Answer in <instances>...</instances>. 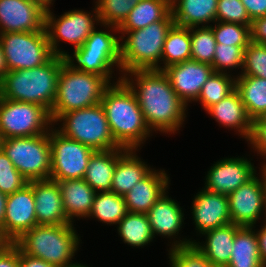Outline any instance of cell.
<instances>
[{
    "mask_svg": "<svg viewBox=\"0 0 266 267\" xmlns=\"http://www.w3.org/2000/svg\"><path fill=\"white\" fill-rule=\"evenodd\" d=\"M191 35V59L202 63H213L216 49V40L210 26L192 27Z\"/></svg>",
    "mask_w": 266,
    "mask_h": 267,
    "instance_id": "74e56055",
    "label": "cell"
},
{
    "mask_svg": "<svg viewBox=\"0 0 266 267\" xmlns=\"http://www.w3.org/2000/svg\"><path fill=\"white\" fill-rule=\"evenodd\" d=\"M174 24L172 12H170L163 20L151 23L143 29L118 31L122 34L119 36L122 75L132 70L161 71L163 45Z\"/></svg>",
    "mask_w": 266,
    "mask_h": 267,
    "instance_id": "277c9868",
    "label": "cell"
},
{
    "mask_svg": "<svg viewBox=\"0 0 266 267\" xmlns=\"http://www.w3.org/2000/svg\"><path fill=\"white\" fill-rule=\"evenodd\" d=\"M236 90L239 92L246 112L253 121L266 114V79L255 76H235Z\"/></svg>",
    "mask_w": 266,
    "mask_h": 267,
    "instance_id": "4dcf8cb0",
    "label": "cell"
},
{
    "mask_svg": "<svg viewBox=\"0 0 266 267\" xmlns=\"http://www.w3.org/2000/svg\"><path fill=\"white\" fill-rule=\"evenodd\" d=\"M29 184L33 188L38 225L73 224L64 212L58 182L48 179L29 181Z\"/></svg>",
    "mask_w": 266,
    "mask_h": 267,
    "instance_id": "d6986e66",
    "label": "cell"
},
{
    "mask_svg": "<svg viewBox=\"0 0 266 267\" xmlns=\"http://www.w3.org/2000/svg\"><path fill=\"white\" fill-rule=\"evenodd\" d=\"M250 33L251 41L266 44V16L252 20Z\"/></svg>",
    "mask_w": 266,
    "mask_h": 267,
    "instance_id": "7dc6e473",
    "label": "cell"
},
{
    "mask_svg": "<svg viewBox=\"0 0 266 267\" xmlns=\"http://www.w3.org/2000/svg\"><path fill=\"white\" fill-rule=\"evenodd\" d=\"M170 178L163 170L154 168L124 195L127 212L146 214L166 192Z\"/></svg>",
    "mask_w": 266,
    "mask_h": 267,
    "instance_id": "ffe728a7",
    "label": "cell"
},
{
    "mask_svg": "<svg viewBox=\"0 0 266 267\" xmlns=\"http://www.w3.org/2000/svg\"><path fill=\"white\" fill-rule=\"evenodd\" d=\"M217 3L218 0H174L171 3L173 20L176 25L187 28L210 26L209 23L216 21Z\"/></svg>",
    "mask_w": 266,
    "mask_h": 267,
    "instance_id": "4316f807",
    "label": "cell"
},
{
    "mask_svg": "<svg viewBox=\"0 0 266 267\" xmlns=\"http://www.w3.org/2000/svg\"><path fill=\"white\" fill-rule=\"evenodd\" d=\"M117 227L123 242L132 247L145 246L154 239L148 217L143 213L127 212Z\"/></svg>",
    "mask_w": 266,
    "mask_h": 267,
    "instance_id": "d6a6232c",
    "label": "cell"
},
{
    "mask_svg": "<svg viewBox=\"0 0 266 267\" xmlns=\"http://www.w3.org/2000/svg\"><path fill=\"white\" fill-rule=\"evenodd\" d=\"M59 184L64 212L68 220L74 222V217L87 218L92 210L96 192L83 179L56 181Z\"/></svg>",
    "mask_w": 266,
    "mask_h": 267,
    "instance_id": "cb8c5ba5",
    "label": "cell"
},
{
    "mask_svg": "<svg viewBox=\"0 0 266 267\" xmlns=\"http://www.w3.org/2000/svg\"><path fill=\"white\" fill-rule=\"evenodd\" d=\"M7 65L4 57L3 48L0 42V81L3 79L4 75L7 73Z\"/></svg>",
    "mask_w": 266,
    "mask_h": 267,
    "instance_id": "f5cc1de1",
    "label": "cell"
},
{
    "mask_svg": "<svg viewBox=\"0 0 266 267\" xmlns=\"http://www.w3.org/2000/svg\"><path fill=\"white\" fill-rule=\"evenodd\" d=\"M29 181L14 167L12 161L0 149V191L9 195L23 189Z\"/></svg>",
    "mask_w": 266,
    "mask_h": 267,
    "instance_id": "b9f144b4",
    "label": "cell"
},
{
    "mask_svg": "<svg viewBox=\"0 0 266 267\" xmlns=\"http://www.w3.org/2000/svg\"><path fill=\"white\" fill-rule=\"evenodd\" d=\"M163 72L167 75L177 96L187 106L188 102L198 99L202 86L213 75L214 70L211 64L190 59L171 65Z\"/></svg>",
    "mask_w": 266,
    "mask_h": 267,
    "instance_id": "2e32d148",
    "label": "cell"
},
{
    "mask_svg": "<svg viewBox=\"0 0 266 267\" xmlns=\"http://www.w3.org/2000/svg\"><path fill=\"white\" fill-rule=\"evenodd\" d=\"M121 77L134 92L152 132L174 134L182 127L188 106L177 96L163 71L132 70Z\"/></svg>",
    "mask_w": 266,
    "mask_h": 267,
    "instance_id": "6da1fadb",
    "label": "cell"
},
{
    "mask_svg": "<svg viewBox=\"0 0 266 267\" xmlns=\"http://www.w3.org/2000/svg\"><path fill=\"white\" fill-rule=\"evenodd\" d=\"M241 226L230 223L209 230L202 235L205 243L193 240L197 248L207 257L213 267H226L229 264L235 233Z\"/></svg>",
    "mask_w": 266,
    "mask_h": 267,
    "instance_id": "d4e9b609",
    "label": "cell"
},
{
    "mask_svg": "<svg viewBox=\"0 0 266 267\" xmlns=\"http://www.w3.org/2000/svg\"><path fill=\"white\" fill-rule=\"evenodd\" d=\"M19 267H55L46 261L24 254L19 249Z\"/></svg>",
    "mask_w": 266,
    "mask_h": 267,
    "instance_id": "681fc988",
    "label": "cell"
},
{
    "mask_svg": "<svg viewBox=\"0 0 266 267\" xmlns=\"http://www.w3.org/2000/svg\"><path fill=\"white\" fill-rule=\"evenodd\" d=\"M92 12L93 14L75 9L56 18L51 10L46 11L45 30L54 55L64 57L68 53L60 49L58 46L60 41L71 43L74 49L84 44L91 32L97 27L95 25L100 23L96 5Z\"/></svg>",
    "mask_w": 266,
    "mask_h": 267,
    "instance_id": "8fae6325",
    "label": "cell"
},
{
    "mask_svg": "<svg viewBox=\"0 0 266 267\" xmlns=\"http://www.w3.org/2000/svg\"><path fill=\"white\" fill-rule=\"evenodd\" d=\"M211 25L216 44L248 46L251 41L250 26L238 23L214 22Z\"/></svg>",
    "mask_w": 266,
    "mask_h": 267,
    "instance_id": "f35d334b",
    "label": "cell"
},
{
    "mask_svg": "<svg viewBox=\"0 0 266 267\" xmlns=\"http://www.w3.org/2000/svg\"><path fill=\"white\" fill-rule=\"evenodd\" d=\"M2 141H3V138H2L1 133H0V149H1Z\"/></svg>",
    "mask_w": 266,
    "mask_h": 267,
    "instance_id": "9f6ffc18",
    "label": "cell"
},
{
    "mask_svg": "<svg viewBox=\"0 0 266 267\" xmlns=\"http://www.w3.org/2000/svg\"><path fill=\"white\" fill-rule=\"evenodd\" d=\"M34 206L33 188L29 183L23 189L7 196L4 220L5 242H15L23 233L38 225Z\"/></svg>",
    "mask_w": 266,
    "mask_h": 267,
    "instance_id": "5bb4252c",
    "label": "cell"
},
{
    "mask_svg": "<svg viewBox=\"0 0 266 267\" xmlns=\"http://www.w3.org/2000/svg\"><path fill=\"white\" fill-rule=\"evenodd\" d=\"M263 226L257 232V240H258V247H259V254L263 264L266 266V222L263 221Z\"/></svg>",
    "mask_w": 266,
    "mask_h": 267,
    "instance_id": "f907efd6",
    "label": "cell"
},
{
    "mask_svg": "<svg viewBox=\"0 0 266 267\" xmlns=\"http://www.w3.org/2000/svg\"><path fill=\"white\" fill-rule=\"evenodd\" d=\"M0 267H19V248L10 242L0 247Z\"/></svg>",
    "mask_w": 266,
    "mask_h": 267,
    "instance_id": "bcb514c9",
    "label": "cell"
},
{
    "mask_svg": "<svg viewBox=\"0 0 266 267\" xmlns=\"http://www.w3.org/2000/svg\"><path fill=\"white\" fill-rule=\"evenodd\" d=\"M136 149H128L117 161L111 192L124 196L142 180L152 168L141 160Z\"/></svg>",
    "mask_w": 266,
    "mask_h": 267,
    "instance_id": "83f0119b",
    "label": "cell"
},
{
    "mask_svg": "<svg viewBox=\"0 0 266 267\" xmlns=\"http://www.w3.org/2000/svg\"><path fill=\"white\" fill-rule=\"evenodd\" d=\"M255 174L249 181L228 195L231 222L239 226L255 227L262 213L266 217L265 172ZM262 176V177H261Z\"/></svg>",
    "mask_w": 266,
    "mask_h": 267,
    "instance_id": "4fadbf2b",
    "label": "cell"
},
{
    "mask_svg": "<svg viewBox=\"0 0 266 267\" xmlns=\"http://www.w3.org/2000/svg\"><path fill=\"white\" fill-rule=\"evenodd\" d=\"M251 20L266 16V0H240Z\"/></svg>",
    "mask_w": 266,
    "mask_h": 267,
    "instance_id": "c3c4849f",
    "label": "cell"
},
{
    "mask_svg": "<svg viewBox=\"0 0 266 267\" xmlns=\"http://www.w3.org/2000/svg\"><path fill=\"white\" fill-rule=\"evenodd\" d=\"M127 150L125 148H116L95 151L91 155L83 179L95 192L111 191L117 161Z\"/></svg>",
    "mask_w": 266,
    "mask_h": 267,
    "instance_id": "484cf974",
    "label": "cell"
},
{
    "mask_svg": "<svg viewBox=\"0 0 266 267\" xmlns=\"http://www.w3.org/2000/svg\"><path fill=\"white\" fill-rule=\"evenodd\" d=\"M170 12L171 3L168 0H140L118 27V31L143 29L151 23L163 20Z\"/></svg>",
    "mask_w": 266,
    "mask_h": 267,
    "instance_id": "f546056e",
    "label": "cell"
},
{
    "mask_svg": "<svg viewBox=\"0 0 266 267\" xmlns=\"http://www.w3.org/2000/svg\"><path fill=\"white\" fill-rule=\"evenodd\" d=\"M73 52V57L67 53L64 58L65 62L74 70L98 74L110 84L111 78H113L114 66L118 67L119 72H121L120 52L90 50L84 44L75 48Z\"/></svg>",
    "mask_w": 266,
    "mask_h": 267,
    "instance_id": "7402d4cb",
    "label": "cell"
},
{
    "mask_svg": "<svg viewBox=\"0 0 266 267\" xmlns=\"http://www.w3.org/2000/svg\"><path fill=\"white\" fill-rule=\"evenodd\" d=\"M5 241L0 237V245H3Z\"/></svg>",
    "mask_w": 266,
    "mask_h": 267,
    "instance_id": "680465c9",
    "label": "cell"
},
{
    "mask_svg": "<svg viewBox=\"0 0 266 267\" xmlns=\"http://www.w3.org/2000/svg\"><path fill=\"white\" fill-rule=\"evenodd\" d=\"M57 122H62L61 127H55L58 132L89 146L94 151L121 148L111 134L101 103L64 113L53 122V125H58Z\"/></svg>",
    "mask_w": 266,
    "mask_h": 267,
    "instance_id": "52a82bcc",
    "label": "cell"
},
{
    "mask_svg": "<svg viewBox=\"0 0 266 267\" xmlns=\"http://www.w3.org/2000/svg\"><path fill=\"white\" fill-rule=\"evenodd\" d=\"M73 267H88V266H86L85 264L83 265H81L80 263H78V264H76L75 266H73Z\"/></svg>",
    "mask_w": 266,
    "mask_h": 267,
    "instance_id": "11a10c76",
    "label": "cell"
},
{
    "mask_svg": "<svg viewBox=\"0 0 266 267\" xmlns=\"http://www.w3.org/2000/svg\"><path fill=\"white\" fill-rule=\"evenodd\" d=\"M80 237L73 224L36 225L13 242L24 254L55 267H73Z\"/></svg>",
    "mask_w": 266,
    "mask_h": 267,
    "instance_id": "5b68a950",
    "label": "cell"
},
{
    "mask_svg": "<svg viewBox=\"0 0 266 267\" xmlns=\"http://www.w3.org/2000/svg\"><path fill=\"white\" fill-rule=\"evenodd\" d=\"M257 154L266 159V120L263 117L252 121V131L250 138L247 140ZM266 161V160H265ZM266 167L264 162L262 168Z\"/></svg>",
    "mask_w": 266,
    "mask_h": 267,
    "instance_id": "f6af8a7d",
    "label": "cell"
},
{
    "mask_svg": "<svg viewBox=\"0 0 266 267\" xmlns=\"http://www.w3.org/2000/svg\"><path fill=\"white\" fill-rule=\"evenodd\" d=\"M181 209L167 191L154 203L146 213L154 238L157 234L174 239L179 234L185 220Z\"/></svg>",
    "mask_w": 266,
    "mask_h": 267,
    "instance_id": "44dd1931",
    "label": "cell"
},
{
    "mask_svg": "<svg viewBox=\"0 0 266 267\" xmlns=\"http://www.w3.org/2000/svg\"><path fill=\"white\" fill-rule=\"evenodd\" d=\"M262 169L265 172V186H266V167L265 168H262Z\"/></svg>",
    "mask_w": 266,
    "mask_h": 267,
    "instance_id": "6f0895ef",
    "label": "cell"
},
{
    "mask_svg": "<svg viewBox=\"0 0 266 267\" xmlns=\"http://www.w3.org/2000/svg\"><path fill=\"white\" fill-rule=\"evenodd\" d=\"M140 0H96L101 27L118 32V27L128 17L130 11Z\"/></svg>",
    "mask_w": 266,
    "mask_h": 267,
    "instance_id": "8d00e7d4",
    "label": "cell"
},
{
    "mask_svg": "<svg viewBox=\"0 0 266 267\" xmlns=\"http://www.w3.org/2000/svg\"><path fill=\"white\" fill-rule=\"evenodd\" d=\"M254 227L241 226L235 233L232 253L226 267H266L259 254Z\"/></svg>",
    "mask_w": 266,
    "mask_h": 267,
    "instance_id": "f1b7e54d",
    "label": "cell"
},
{
    "mask_svg": "<svg viewBox=\"0 0 266 267\" xmlns=\"http://www.w3.org/2000/svg\"><path fill=\"white\" fill-rule=\"evenodd\" d=\"M238 75L266 79V44L250 41L244 49L243 68Z\"/></svg>",
    "mask_w": 266,
    "mask_h": 267,
    "instance_id": "ab89813d",
    "label": "cell"
},
{
    "mask_svg": "<svg viewBox=\"0 0 266 267\" xmlns=\"http://www.w3.org/2000/svg\"><path fill=\"white\" fill-rule=\"evenodd\" d=\"M173 241L168 254L171 267H213L191 239Z\"/></svg>",
    "mask_w": 266,
    "mask_h": 267,
    "instance_id": "e575fe53",
    "label": "cell"
},
{
    "mask_svg": "<svg viewBox=\"0 0 266 267\" xmlns=\"http://www.w3.org/2000/svg\"><path fill=\"white\" fill-rule=\"evenodd\" d=\"M127 208L124 196L111 191L96 192L92 210L88 217L96 218L109 225L118 224L126 215Z\"/></svg>",
    "mask_w": 266,
    "mask_h": 267,
    "instance_id": "836d02e7",
    "label": "cell"
},
{
    "mask_svg": "<svg viewBox=\"0 0 266 267\" xmlns=\"http://www.w3.org/2000/svg\"><path fill=\"white\" fill-rule=\"evenodd\" d=\"M7 194L0 191V237L4 240V220L7 204Z\"/></svg>",
    "mask_w": 266,
    "mask_h": 267,
    "instance_id": "816d5d0a",
    "label": "cell"
},
{
    "mask_svg": "<svg viewBox=\"0 0 266 267\" xmlns=\"http://www.w3.org/2000/svg\"><path fill=\"white\" fill-rule=\"evenodd\" d=\"M1 149L28 181L50 179L49 132L36 136L3 139Z\"/></svg>",
    "mask_w": 266,
    "mask_h": 267,
    "instance_id": "ba28073f",
    "label": "cell"
},
{
    "mask_svg": "<svg viewBox=\"0 0 266 267\" xmlns=\"http://www.w3.org/2000/svg\"><path fill=\"white\" fill-rule=\"evenodd\" d=\"M52 124L46 108L0 97V133L3 139L48 133Z\"/></svg>",
    "mask_w": 266,
    "mask_h": 267,
    "instance_id": "30bf717a",
    "label": "cell"
},
{
    "mask_svg": "<svg viewBox=\"0 0 266 267\" xmlns=\"http://www.w3.org/2000/svg\"><path fill=\"white\" fill-rule=\"evenodd\" d=\"M64 62V57L54 55L42 66L8 71L0 81V97L37 104L51 112Z\"/></svg>",
    "mask_w": 266,
    "mask_h": 267,
    "instance_id": "3957f363",
    "label": "cell"
},
{
    "mask_svg": "<svg viewBox=\"0 0 266 267\" xmlns=\"http://www.w3.org/2000/svg\"><path fill=\"white\" fill-rule=\"evenodd\" d=\"M7 71L42 66L53 56L46 30L0 33Z\"/></svg>",
    "mask_w": 266,
    "mask_h": 267,
    "instance_id": "9c48e42d",
    "label": "cell"
},
{
    "mask_svg": "<svg viewBox=\"0 0 266 267\" xmlns=\"http://www.w3.org/2000/svg\"><path fill=\"white\" fill-rule=\"evenodd\" d=\"M109 32L108 30H96L95 28L84 42V45L95 51L120 52V37L113 35V32Z\"/></svg>",
    "mask_w": 266,
    "mask_h": 267,
    "instance_id": "ee69618b",
    "label": "cell"
},
{
    "mask_svg": "<svg viewBox=\"0 0 266 267\" xmlns=\"http://www.w3.org/2000/svg\"><path fill=\"white\" fill-rule=\"evenodd\" d=\"M45 13L31 0H0V33L45 30Z\"/></svg>",
    "mask_w": 266,
    "mask_h": 267,
    "instance_id": "e0dca14e",
    "label": "cell"
},
{
    "mask_svg": "<svg viewBox=\"0 0 266 267\" xmlns=\"http://www.w3.org/2000/svg\"><path fill=\"white\" fill-rule=\"evenodd\" d=\"M254 164L246 157H231L217 161L210 167L205 179V189L229 195L255 174Z\"/></svg>",
    "mask_w": 266,
    "mask_h": 267,
    "instance_id": "9a60e30c",
    "label": "cell"
},
{
    "mask_svg": "<svg viewBox=\"0 0 266 267\" xmlns=\"http://www.w3.org/2000/svg\"><path fill=\"white\" fill-rule=\"evenodd\" d=\"M191 59L190 28L174 24L169 30L162 50L161 71Z\"/></svg>",
    "mask_w": 266,
    "mask_h": 267,
    "instance_id": "1f68e13d",
    "label": "cell"
},
{
    "mask_svg": "<svg viewBox=\"0 0 266 267\" xmlns=\"http://www.w3.org/2000/svg\"><path fill=\"white\" fill-rule=\"evenodd\" d=\"M193 199L191 213L197 233L203 234L232 223L228 195L202 188Z\"/></svg>",
    "mask_w": 266,
    "mask_h": 267,
    "instance_id": "ac0fdd59",
    "label": "cell"
},
{
    "mask_svg": "<svg viewBox=\"0 0 266 267\" xmlns=\"http://www.w3.org/2000/svg\"><path fill=\"white\" fill-rule=\"evenodd\" d=\"M41 6L45 11L50 10L54 0H31ZM53 2V3H52Z\"/></svg>",
    "mask_w": 266,
    "mask_h": 267,
    "instance_id": "db71d44e",
    "label": "cell"
},
{
    "mask_svg": "<svg viewBox=\"0 0 266 267\" xmlns=\"http://www.w3.org/2000/svg\"><path fill=\"white\" fill-rule=\"evenodd\" d=\"M206 111L212 118H215L219 125L236 129L240 134L239 136L244 137L246 141L250 138L252 120L248 116L240 94L236 89Z\"/></svg>",
    "mask_w": 266,
    "mask_h": 267,
    "instance_id": "603a6c76",
    "label": "cell"
},
{
    "mask_svg": "<svg viewBox=\"0 0 266 267\" xmlns=\"http://www.w3.org/2000/svg\"><path fill=\"white\" fill-rule=\"evenodd\" d=\"M118 78L105 89L101 105L116 143L121 148L138 150L152 131L145 121L134 92L122 77Z\"/></svg>",
    "mask_w": 266,
    "mask_h": 267,
    "instance_id": "7a4b0ae2",
    "label": "cell"
},
{
    "mask_svg": "<svg viewBox=\"0 0 266 267\" xmlns=\"http://www.w3.org/2000/svg\"><path fill=\"white\" fill-rule=\"evenodd\" d=\"M110 83L102 76L74 70L63 63L58 76L57 93L50 116L54 122L60 115L101 103Z\"/></svg>",
    "mask_w": 266,
    "mask_h": 267,
    "instance_id": "8992f818",
    "label": "cell"
},
{
    "mask_svg": "<svg viewBox=\"0 0 266 267\" xmlns=\"http://www.w3.org/2000/svg\"><path fill=\"white\" fill-rule=\"evenodd\" d=\"M53 128L49 131L51 145L50 179L62 181L83 178L91 158L95 152L76 140L65 137Z\"/></svg>",
    "mask_w": 266,
    "mask_h": 267,
    "instance_id": "7c38bea8",
    "label": "cell"
},
{
    "mask_svg": "<svg viewBox=\"0 0 266 267\" xmlns=\"http://www.w3.org/2000/svg\"><path fill=\"white\" fill-rule=\"evenodd\" d=\"M233 77V78H232ZM229 73H216L202 86L199 101L206 111L209 107L217 104L236 89V78Z\"/></svg>",
    "mask_w": 266,
    "mask_h": 267,
    "instance_id": "d590c367",
    "label": "cell"
},
{
    "mask_svg": "<svg viewBox=\"0 0 266 267\" xmlns=\"http://www.w3.org/2000/svg\"><path fill=\"white\" fill-rule=\"evenodd\" d=\"M216 21L251 26L245 6L240 0H218Z\"/></svg>",
    "mask_w": 266,
    "mask_h": 267,
    "instance_id": "7bdbcfd3",
    "label": "cell"
},
{
    "mask_svg": "<svg viewBox=\"0 0 266 267\" xmlns=\"http://www.w3.org/2000/svg\"><path fill=\"white\" fill-rule=\"evenodd\" d=\"M247 46H229L223 44H216L215 54L213 58L214 72L216 73H228L227 70L243 68L244 49Z\"/></svg>",
    "mask_w": 266,
    "mask_h": 267,
    "instance_id": "60d3db41",
    "label": "cell"
}]
</instances>
